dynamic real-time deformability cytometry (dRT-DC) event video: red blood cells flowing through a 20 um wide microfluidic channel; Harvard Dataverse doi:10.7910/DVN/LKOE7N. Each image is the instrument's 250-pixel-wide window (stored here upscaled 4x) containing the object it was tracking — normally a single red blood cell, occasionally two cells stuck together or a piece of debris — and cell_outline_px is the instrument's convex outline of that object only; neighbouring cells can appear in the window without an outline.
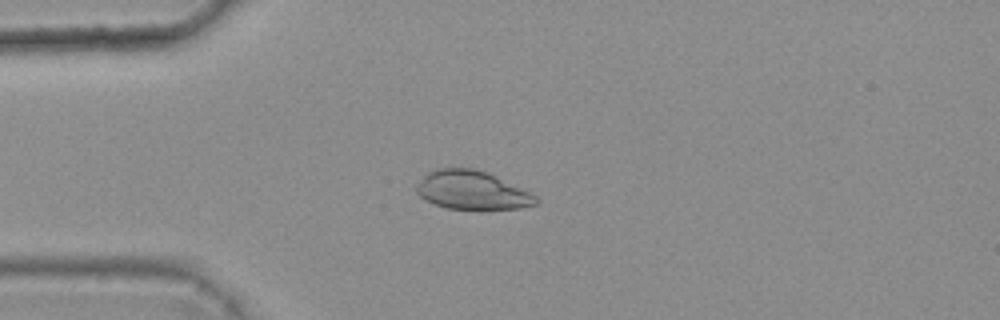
{"species": "common noctule bat (a hibernating species)", "species_latin": "Nyctalus noctula", "temperature_condition": "warm", "stored_images_in_passage": 3, "camera_frame_rate_fps": 3000, "um_per_image_px": 0.085, "animal": {"sex": "female", "body_mass_g": 25.1}, "frame": {"image": 1, "passage_image": 3, "time_ms": 0.667, "image_size_px": [1000, 320], "cell_outline_px": [[540, 200], [536, 204], [520, 208], [444, 208], [420, 196], [416, 192], [416, 188], [424, 176], [428, 172], [436, 168], [472, 168], [484, 172], [528, 192], [536, 196]], "centroid_in_image_um": [40.09, 16.17], "position_along_channel_um": 44.9, "area_um2": 25.89}}